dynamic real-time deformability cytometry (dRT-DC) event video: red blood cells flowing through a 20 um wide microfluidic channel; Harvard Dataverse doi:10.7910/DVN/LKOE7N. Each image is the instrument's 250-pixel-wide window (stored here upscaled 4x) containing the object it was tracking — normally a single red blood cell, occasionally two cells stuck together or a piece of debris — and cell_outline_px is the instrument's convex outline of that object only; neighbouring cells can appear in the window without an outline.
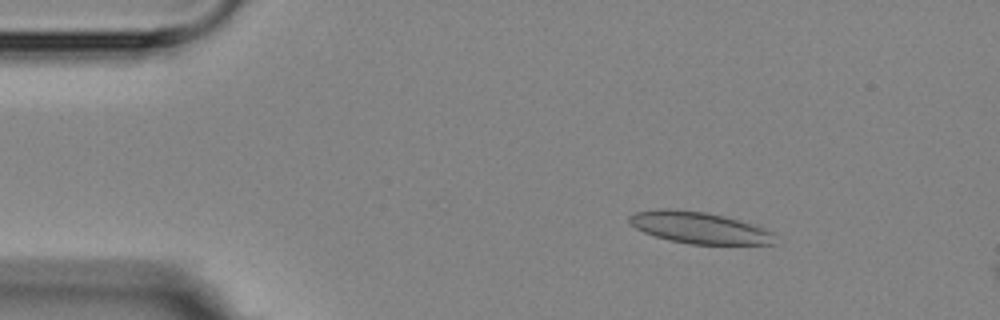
{"species": "Egyptian fruit bat (a non-hibernating species)", "species_latin": "Rousettus aegyptiacus", "temperature_condition": "room temperature", "stored_images_in_passage": 6, "camera_frame_rate_fps": 3000, "um_per_image_px": 0.085, "animal": {"sex": "female"}, "frame": {"image": 1, "passage_image": 3, "time_ms": 2.333, "image_size_px": [1000, 320], "cell_outline_px": [[776, 244], [692, 244], [668, 240], [644, 232], [636, 228], [628, 220], [628, 216], [636, 212], [660, 208], [668, 208], [708, 212], [756, 224], [772, 232], [776, 236]], "centroid_in_image_um": [59.47, 19.34], "position_along_channel_um": 25.5, "area_um2": 26.99}}